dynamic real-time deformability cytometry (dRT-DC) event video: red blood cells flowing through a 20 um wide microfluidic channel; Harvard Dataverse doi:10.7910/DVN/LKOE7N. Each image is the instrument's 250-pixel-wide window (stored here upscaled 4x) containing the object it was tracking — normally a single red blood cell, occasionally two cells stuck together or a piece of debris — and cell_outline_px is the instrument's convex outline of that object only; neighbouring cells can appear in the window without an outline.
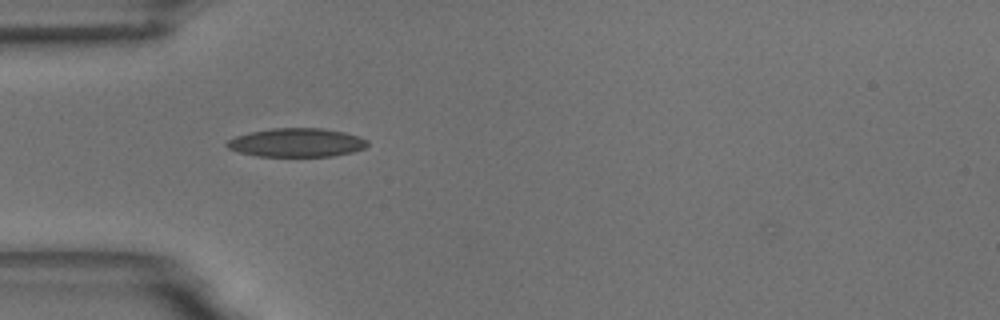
{"species": "common noctule bat (a hibernating species)", "species_latin": "Nyctalus noctula", "temperature_condition": "room temperature", "stored_images_in_passage": 38, "camera_frame_rate_fps": 3000, "um_per_image_px": 0.085, "animal": {"sex": "male", "body_mass_g": 18.8}, "frame": {"image": 1, "passage_image": 1, "time_ms": 0.0, "image_size_px": [1000, 320], "cell_outline_px": [[368, 144], [364, 148], [352, 152], [332, 156], [256, 156], [240, 152], [228, 148], [224, 144], [228, 140], [236, 136], [252, 132], [272, 128], [320, 128], [344, 132], [360, 136], [368, 140]], "centroid_in_image_um": [25.22, 12.12], "position_along_channel_um": 59.8, "area_um2": 23.41}}
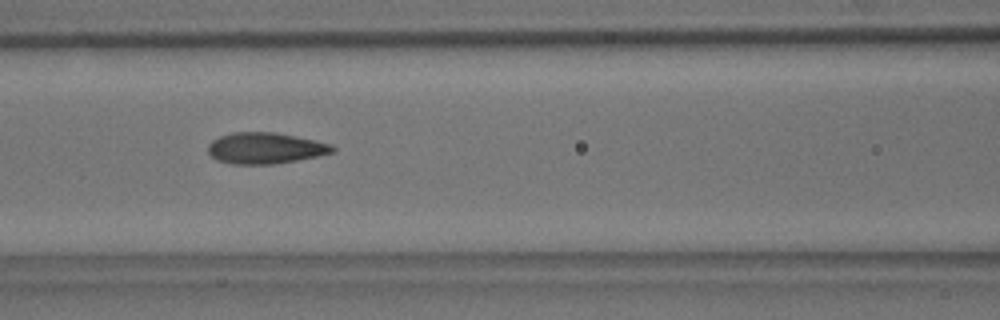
{"frame": {"image": 2, "passage_image": 8, "time_ms": 2.333, "image_size_px": [1000, 320], "cell_outline_px": [[336, 152], [296, 160], [272, 164], [232, 164], [216, 160], [208, 152], [208, 144], [212, 140], [220, 136], [232, 132], [276, 132], [316, 140], [332, 144], [336, 148]], "centroid_in_image_um": [22.56, 12.58], "position_along_channel_um": 144.0, "area_um2": 22.72}}
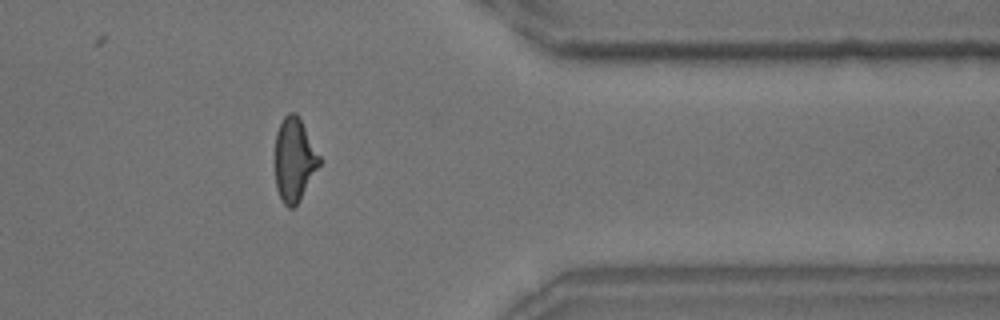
{"frame": {"image": 3, "passage_image": 29, "time_ms": 9.333, "image_size_px": [1000, 320], "cell_outline_px": [[324, 160], [300, 200], [292, 208], [288, 208], [280, 200], [276, 188], [276, 132], [284, 116], [288, 112], [296, 112]], "centroid_in_image_um": [25.06, 13.58], "position_along_channel_um": 386.3, "area_um2": 21.96}}